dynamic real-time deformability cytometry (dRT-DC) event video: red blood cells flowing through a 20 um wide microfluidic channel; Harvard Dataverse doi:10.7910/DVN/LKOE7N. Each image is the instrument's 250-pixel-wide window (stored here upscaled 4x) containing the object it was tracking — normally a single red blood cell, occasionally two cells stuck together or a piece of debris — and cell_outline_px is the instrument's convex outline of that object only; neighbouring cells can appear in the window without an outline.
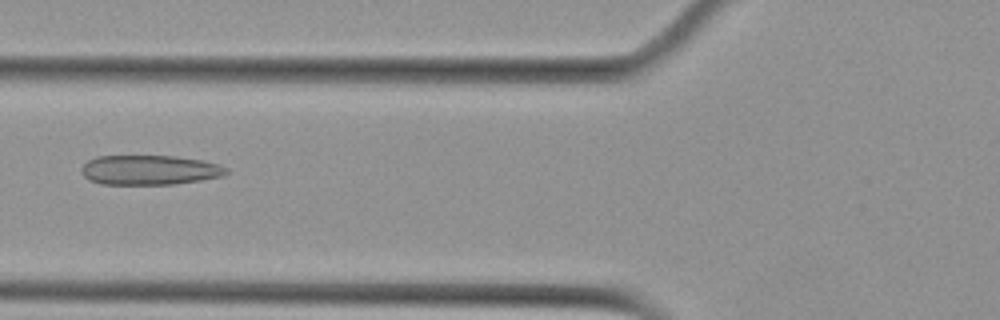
{"species": "Egyptian fruit bat (a non-hibernating species)", "species_latin": "Rousettus aegyptiacus", "temperature_condition": "cold", "stored_images_in_passage": 6, "camera_frame_rate_fps": 3000, "um_per_image_px": 0.085, "animal": {"sex": "female"}, "frame": {"image": 1, "passage_image": 6, "time_ms": 5.667, "image_size_px": [1000, 320], "cell_outline_px": [[228, 172], [220, 176], [200, 180], [172, 184], [100, 184], [88, 180], [80, 172], [80, 168], [88, 160], [96, 156], [176, 156], [204, 160], [220, 164], [228, 168]], "centroid_in_image_um": [12.69, 14.44], "position_along_channel_um": 113.1, "area_um2": 25.2}}